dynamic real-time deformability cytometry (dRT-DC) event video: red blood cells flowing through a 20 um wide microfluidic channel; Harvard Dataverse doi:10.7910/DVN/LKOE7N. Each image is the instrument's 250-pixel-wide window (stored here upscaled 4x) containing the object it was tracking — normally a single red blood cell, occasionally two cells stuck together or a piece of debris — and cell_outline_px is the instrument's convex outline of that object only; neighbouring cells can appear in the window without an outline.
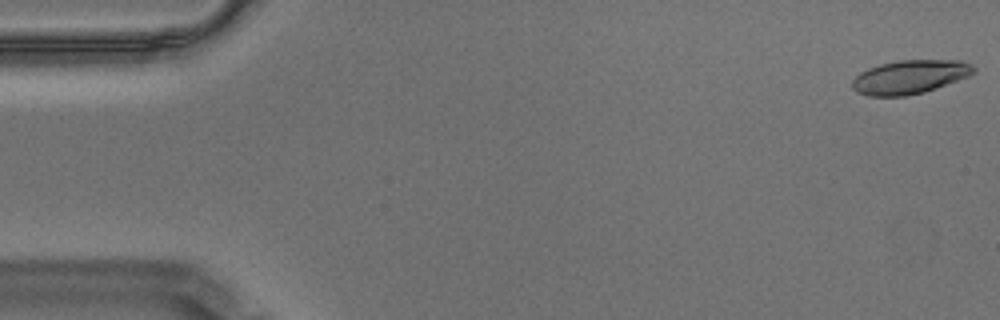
{"species": "Egyptian fruit bat (a non-hibernating species)", "species_latin": "Rousettus aegyptiacus", "temperature_condition": "warm", "stored_images_in_passage": 58, "camera_frame_rate_fps": 3000, "um_per_image_px": 0.085, "animal": {"sex": "male"}, "frame": {"image": 1, "passage_image": 1, "time_ms": 0.0, "image_size_px": [1000, 320], "cell_outline_px": [[976, 72], [968, 76], [924, 92], [904, 96], [868, 96], [856, 92], [852, 88], [852, 80], [860, 72], [868, 68], [880, 64], [896, 60], [964, 60], [972, 64], [976, 68]], "centroid_in_image_um": [77.33, 6.53], "position_along_channel_um": 7.7, "area_um2": 23.99}}
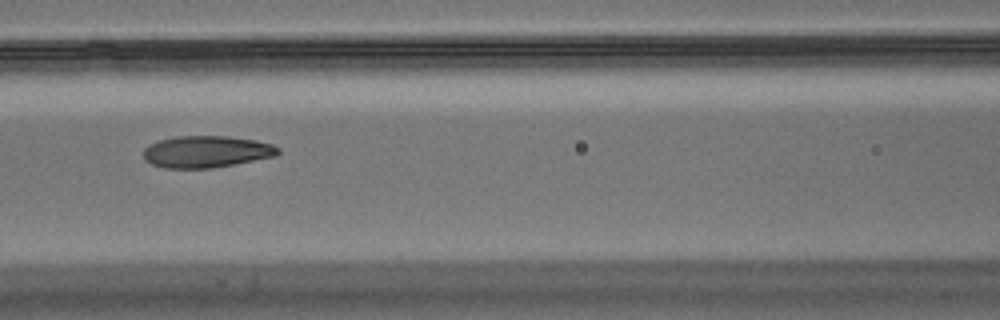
{"frame": {"image": 2, "passage_image": 25, "time_ms": 8.0, "image_size_px": [1000, 320], "cell_outline_px": [[280, 152], [276, 156], [236, 164], [212, 168], [164, 168], [152, 164], [144, 160], [144, 148], [148, 144], [160, 140], [176, 136], [228, 136], [256, 140], [272, 144], [280, 148]], "centroid_in_image_um": [17.56, 12.89], "position_along_channel_um": 149.0, "area_um2": 25.14}}
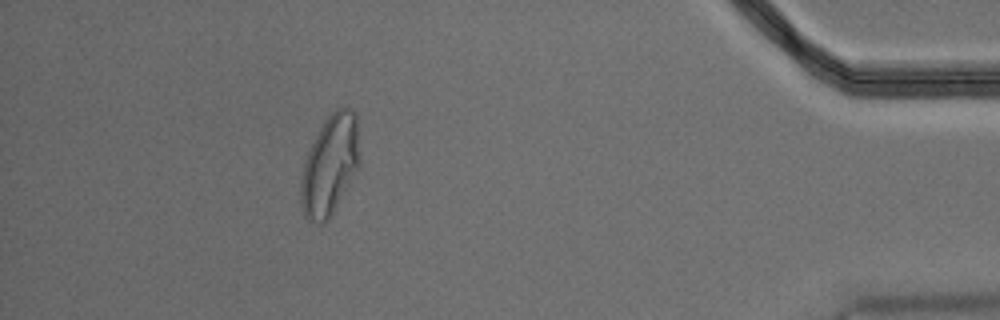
{"frame": {"image": 3, "passage_image": 52, "time_ms": 17.0, "image_size_px": [1000, 320], "cell_outline_px": [[360, 164], [328, 220], [324, 224], [308, 224], [304, 216], [300, 204], [300, 176], [304, 160], [324, 120], [336, 108], [352, 108], [356, 112], [360, 160]], "centroid_in_image_um": [28.01, 14.08], "position_along_channel_um": 407.2, "area_um2": 34.56}, "authors_computed_cell_mechanics": {"area_um2": 25.2008, "velocity_mm_per_s": 3.4569, "shape_relaxation_time_tau1_ms": 7.9322, "shape_relaxation_time_tau2_ms": 1.8606, "deformation_change_tau1": 0.2206, "deformation_change_tau2": 0.0825}}